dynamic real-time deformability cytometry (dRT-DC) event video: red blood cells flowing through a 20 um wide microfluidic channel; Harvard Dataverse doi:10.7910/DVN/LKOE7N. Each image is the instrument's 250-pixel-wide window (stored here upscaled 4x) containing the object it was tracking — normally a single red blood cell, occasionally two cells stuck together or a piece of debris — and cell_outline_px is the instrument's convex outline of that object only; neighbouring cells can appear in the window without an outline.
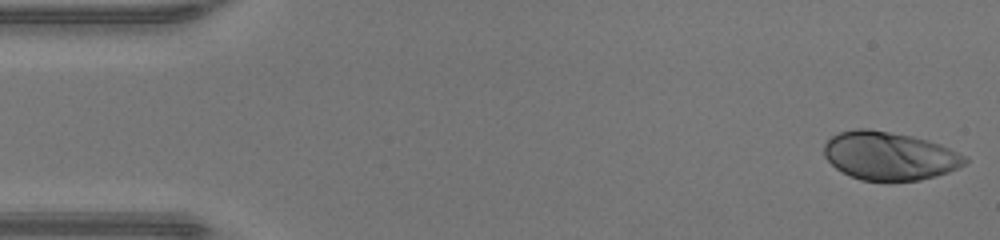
{"species": "human", "species_latin": "Homo sapiens", "temperature_condition": "warm", "stored_images_in_passage": 37, "camera_frame_rate_fps": 3000, "um_per_image_px": 0.085, "donor": {"sex": "male"}, "frame": {"image": 1, "passage_image": 1, "time_ms": 0.0, "image_size_px": [1000, 240], "cell_outline_px": [[968, 160], [964, 164], [948, 172], [936, 176], [920, 180], [888, 184], [860, 180], [836, 168], [824, 156], [824, 144], [832, 136], [840, 132], [856, 128], [868, 128], [912, 136], [928, 140], [940, 144], [964, 156]], "centroid_in_image_um": [75.58, 13.28], "position_along_channel_um": 9.4, "area_um2": 40.11}}
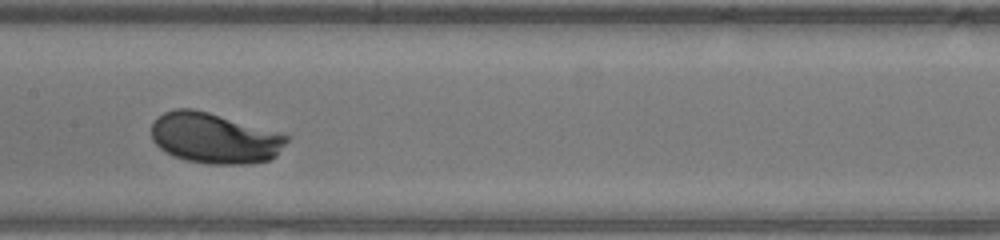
{"frame": {"image": 2, "passage_image": 22, "time_ms": 7.0, "image_size_px": [1000, 240], "cell_outline_px": [[288, 140], [276, 156], [268, 160], [248, 164], [208, 164], [184, 160], [172, 156], [160, 148], [152, 140], [152, 124], [156, 116], [172, 108], [192, 108], [208, 112], [276, 132], [288, 136]], "centroid_in_image_um": [18.17, 11.75], "position_along_channel_um": 189.2, "area_um2": 39.77}}
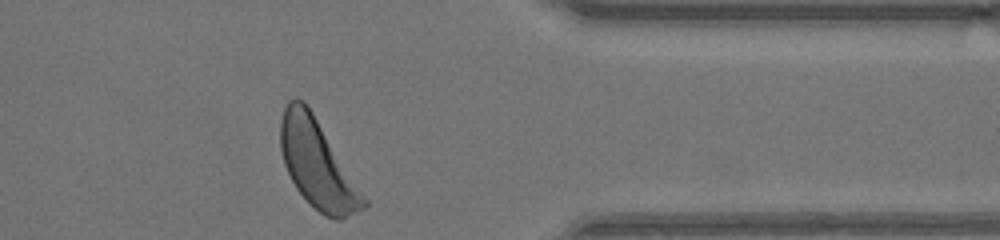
{"frame": {"image": 3, "passage_image": 37, "time_ms": 12.0, "image_size_px": [1000, 240], "cell_outline_px": [[368, 204], [364, 208], [340, 220], [336, 220], [324, 216], [296, 188], [284, 164], [280, 148], [280, 120], [284, 108], [288, 100], [304, 100], [312, 112], [368, 200]], "centroid_in_image_um": [26.97, 13.96], "position_along_channel_um": 384.4, "area_um2": 41.85}, "authors_computed_cell_mechanics": {"area_um2": 39.1884, "velocity_mm_per_s": 4.2551, "shape_relaxation_time_tau1_ms": 1.9715, "shape_relaxation_time_tau2_ms": null, "deformation_change_tau1": 0.1435, "deformation_change_tau2": null}}